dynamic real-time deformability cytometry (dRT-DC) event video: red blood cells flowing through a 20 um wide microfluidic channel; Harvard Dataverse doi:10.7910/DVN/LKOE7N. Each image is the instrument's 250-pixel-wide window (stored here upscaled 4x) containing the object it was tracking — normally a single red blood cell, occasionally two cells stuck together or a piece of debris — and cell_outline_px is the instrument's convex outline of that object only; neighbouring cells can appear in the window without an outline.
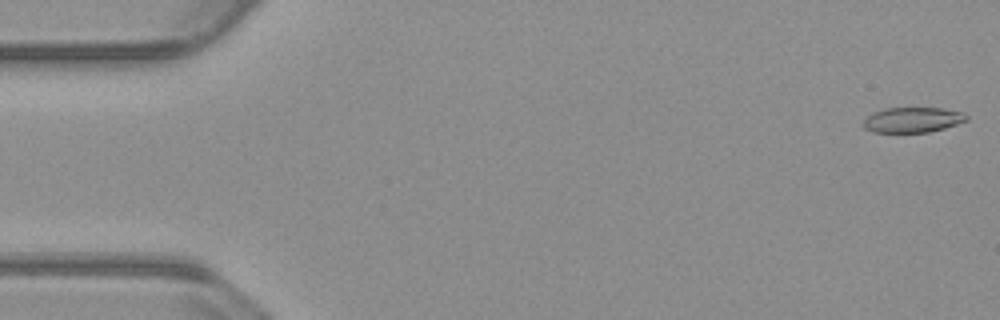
{"species": "common noctule bat (a hibernating species)", "species_latin": "Nyctalus noctula", "temperature_condition": "warm", "stored_images_in_passage": 7, "camera_frame_rate_fps": 3000, "um_per_image_px": 0.085, "animal": {"sex": "male", "body_mass_g": 23.1, "forearm_length_mm": 52.7}, "frame": {"image": 1, "passage_image": 1, "time_ms": 0.0, "image_size_px": [1000, 320], "cell_outline_px": [[968, 120], [944, 128], [928, 132], [872, 132], [864, 128], [864, 120], [868, 116], [884, 108], [940, 108], [964, 112], [968, 116]], "centroid_in_image_um": [77.6, 10.18], "position_along_channel_um": 7.4, "area_um2": 15.03}}